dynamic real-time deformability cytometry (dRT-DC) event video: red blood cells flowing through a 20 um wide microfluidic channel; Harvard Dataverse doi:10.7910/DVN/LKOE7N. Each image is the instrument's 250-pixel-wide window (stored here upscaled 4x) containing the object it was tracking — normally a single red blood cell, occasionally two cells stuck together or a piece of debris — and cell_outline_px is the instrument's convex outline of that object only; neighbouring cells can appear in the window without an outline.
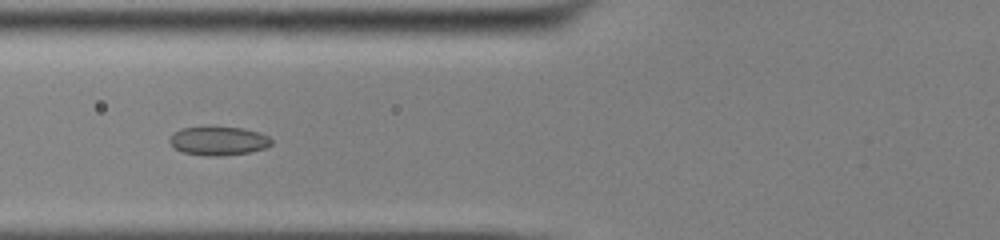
{"species": "common noctule bat (a hibernating species)", "species_latin": "Nyctalus noctula", "temperature_condition": "cold", "stored_images_in_passage": 51, "camera_frame_rate_fps": 3000, "um_per_image_px": 0.085, "animal": {"sex": "male", "body_mass_g": 13.0, "forearm_length_mm": 53.1}, "frame": {"image": 1, "passage_image": 20, "time_ms": 6.333, "image_size_px": [1000, 240], "cell_outline_px": [[272, 144], [264, 148], [248, 152], [216, 156], [208, 156], [184, 152], [176, 148], [168, 140], [180, 128], [208, 124], [212, 124], [244, 128], [268, 136], [272, 140]], "centroid_in_image_um": [18.55, 11.92], "position_along_channel_um": 107.2, "area_um2": 17.4}}
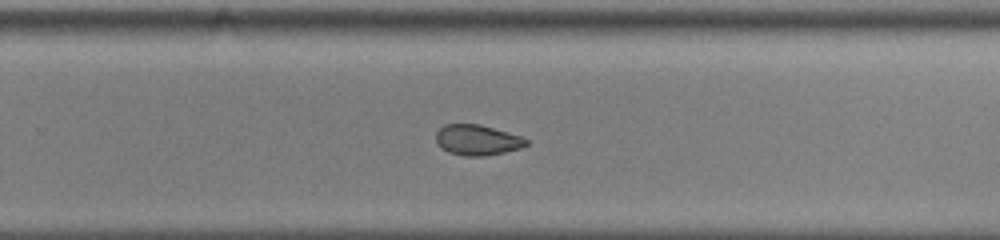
{"frame": {"image": 2, "passage_image": 34, "time_ms": 11.0, "image_size_px": [1000, 240], "cell_outline_px": [[528, 144], [520, 148], [504, 152], [484, 156], [464, 156], [448, 152], [440, 148], [436, 144], [436, 132], [444, 124], [480, 124], [520, 136], [528, 140]], "centroid_in_image_um": [40.52, 11.9], "position_along_channel_um": 289.3, "area_um2": 16.07}}
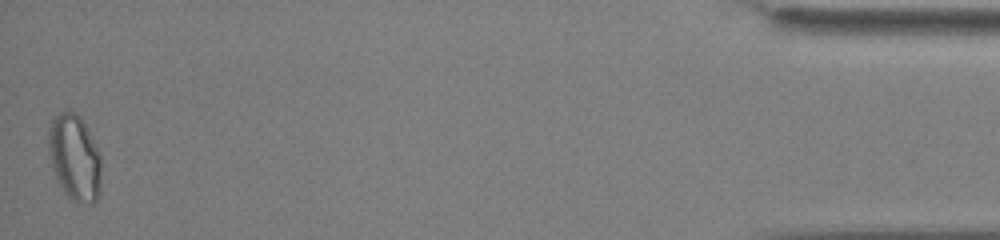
{"frame": {"image": 3, "passage_image": 51, "time_ms": 16.667, "image_size_px": [1000, 240], "cell_outline_px": [[100, 192], [96, 200], [92, 204], [72, 200], [64, 192], [52, 168], [48, 148], [48, 128], [52, 120], [60, 112], [68, 108], [76, 112], [80, 116], [100, 152]], "centroid_in_image_um": [6.34, 13.35], "position_along_channel_um": 428.9, "area_um2": 26.53}, "authors_computed_cell_mechanics": {"area_um2": 18.4382, "velocity_mm_per_s": 3.905, "shape_relaxation_time_tau1_ms": null, "shape_relaxation_time_tau2_ms": 3.3621, "deformation_change_tau1": null, "deformation_change_tau2": 0.0704}}